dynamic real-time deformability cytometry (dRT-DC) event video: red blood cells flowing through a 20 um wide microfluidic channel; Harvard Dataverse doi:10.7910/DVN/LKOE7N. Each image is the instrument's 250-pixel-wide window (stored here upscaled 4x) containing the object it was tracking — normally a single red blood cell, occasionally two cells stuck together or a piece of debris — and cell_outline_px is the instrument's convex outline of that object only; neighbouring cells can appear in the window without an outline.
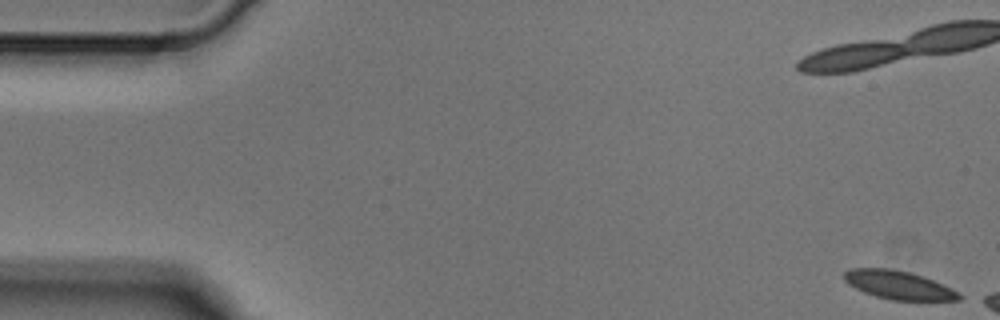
{"species": "Egyptian fruit bat (a non-hibernating species)", "species_latin": "Rousettus aegyptiacus", "temperature_condition": "cold", "stored_images_in_passage": 5, "camera_frame_rate_fps": 3000, "um_per_image_px": 0.085, "animal": {"sex": "male"}, "frame": {"image": 1, "passage_image": 1, "time_ms": 0.0, "image_size_px": [1000, 320], "cell_outline_px": [[968, 296], [960, 300], [892, 300], [876, 296], [864, 292], [848, 284], [844, 280], [844, 272], [852, 268], [888, 268], [908, 272], [924, 276], [952, 288]], "centroid_in_image_um": [76.45, 24.23], "position_along_channel_um": 8.6, "area_um2": 19.19}}
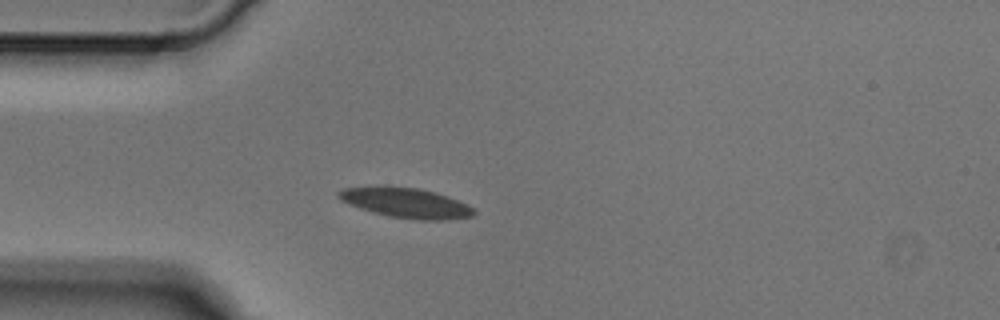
{"frame": {"image": 2, "passage_image": 5, "time_ms": 1.333, "image_size_px": [1000, 320], "cell_outline_px": [[476, 212], [472, 216], [444, 220], [420, 220], [388, 216], [372, 212], [348, 204], [340, 200], [336, 196], [336, 192], [344, 188], [376, 184], [384, 184], [416, 188], [436, 192], [448, 196], [468, 204]], "centroid_in_image_um": [34.43, 17.21], "position_along_channel_um": 50.6, "area_um2": 24.22}}